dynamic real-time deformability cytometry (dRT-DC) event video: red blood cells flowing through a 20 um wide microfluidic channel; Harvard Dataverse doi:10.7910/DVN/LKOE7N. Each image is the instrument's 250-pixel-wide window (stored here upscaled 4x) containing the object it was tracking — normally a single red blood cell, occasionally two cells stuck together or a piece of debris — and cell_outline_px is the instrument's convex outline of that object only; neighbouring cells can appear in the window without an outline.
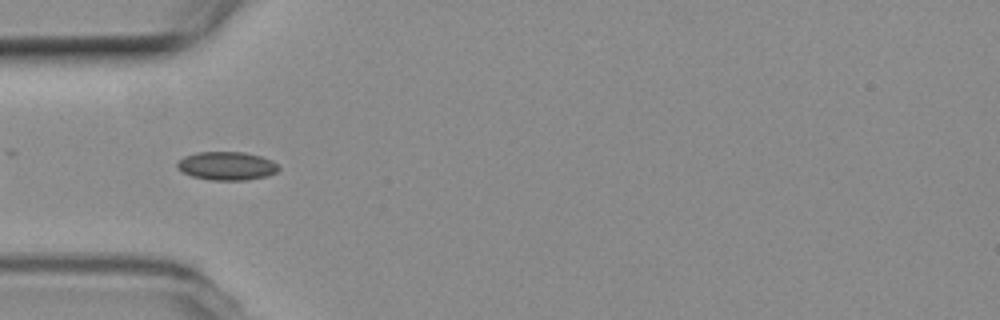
{"species": "common noctule bat (a hibernating species)", "species_latin": "Nyctalus noctula", "temperature_condition": "room temperature", "stored_images_in_passage": 6, "camera_frame_rate_fps": 3000, "um_per_image_px": 0.085, "animal": {"sex": "female", "body_mass_g": 19.3, "forearm_length_mm": 54.1}, "frame": {"image": 1, "passage_image": 4, "time_ms": 1.0, "image_size_px": [1000, 320], "cell_outline_px": [[280, 168], [276, 172], [268, 176], [244, 180], [212, 180], [192, 176], [176, 168], [176, 164], [184, 156], [196, 152], [244, 152], [260, 156], [272, 160]], "centroid_in_image_um": [19.27, 14.1], "position_along_channel_um": 65.7, "area_um2": 16.76}}
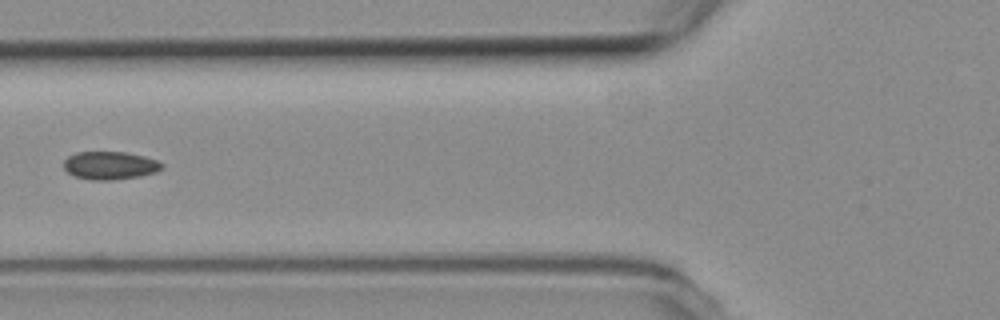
{"frame": {"image": 2, "passage_image": 5, "time_ms": 1.333, "image_size_px": [1000, 320], "cell_outline_px": [[164, 168], [156, 172], [140, 176], [112, 180], [92, 180], [76, 176], [68, 172], [64, 168], [64, 160], [68, 156], [76, 152], [124, 152], [144, 156], [156, 160], [164, 164]], "centroid_in_image_um": [9.37, 14.06], "position_along_channel_um": 116.4, "area_um2": 16.01}}
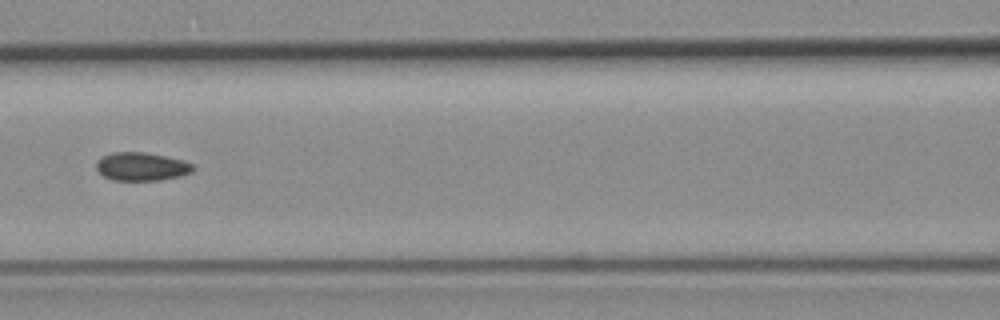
{"frame": {"image": 3, "passage_image": 6, "time_ms": 1.667, "image_size_px": [1000, 320], "cell_outline_px": [[196, 168], [192, 172], [180, 176], [160, 180], [112, 180], [104, 176], [96, 168], [96, 160], [112, 152], [144, 152], [184, 160], [192, 164]], "centroid_in_image_um": [12.04, 14.16], "position_along_channel_um": 154.6, "area_um2": 15.95}}